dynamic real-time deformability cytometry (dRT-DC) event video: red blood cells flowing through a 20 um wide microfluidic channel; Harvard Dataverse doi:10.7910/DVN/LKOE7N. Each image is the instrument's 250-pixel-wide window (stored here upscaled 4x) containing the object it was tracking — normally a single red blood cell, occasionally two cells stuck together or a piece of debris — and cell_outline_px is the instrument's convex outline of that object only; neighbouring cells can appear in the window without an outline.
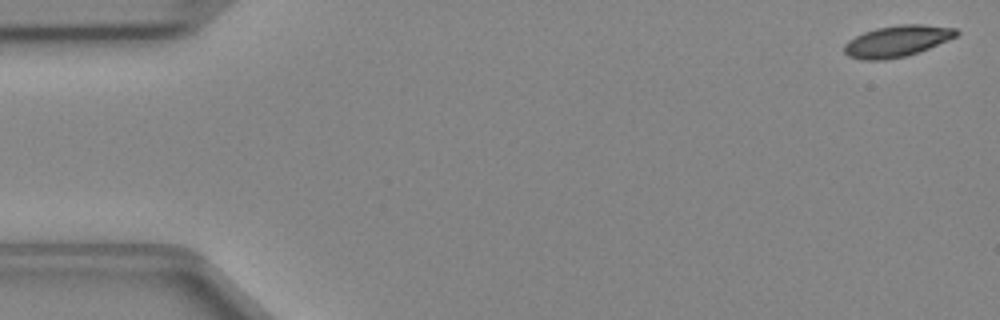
{"species": "Egyptian fruit bat (a non-hibernating species)", "species_latin": "Rousettus aegyptiacus", "temperature_condition": "cold", "stored_images_in_passage": 9, "camera_frame_rate_fps": 3000, "um_per_image_px": 0.085, "animal": {"sex": "female"}, "frame": {"image": 1, "passage_image": 1, "time_ms": 0.0, "image_size_px": [1000, 320], "cell_outline_px": [[960, 32], [956, 36], [948, 40], [908, 56], [884, 60], [860, 60], [848, 56], [844, 52], [844, 44], [848, 40], [864, 32], [876, 28], [900, 24], [924, 24], [956, 28]], "centroid_in_image_um": [76.24, 3.5], "position_along_channel_um": 8.8, "area_um2": 20.58}}